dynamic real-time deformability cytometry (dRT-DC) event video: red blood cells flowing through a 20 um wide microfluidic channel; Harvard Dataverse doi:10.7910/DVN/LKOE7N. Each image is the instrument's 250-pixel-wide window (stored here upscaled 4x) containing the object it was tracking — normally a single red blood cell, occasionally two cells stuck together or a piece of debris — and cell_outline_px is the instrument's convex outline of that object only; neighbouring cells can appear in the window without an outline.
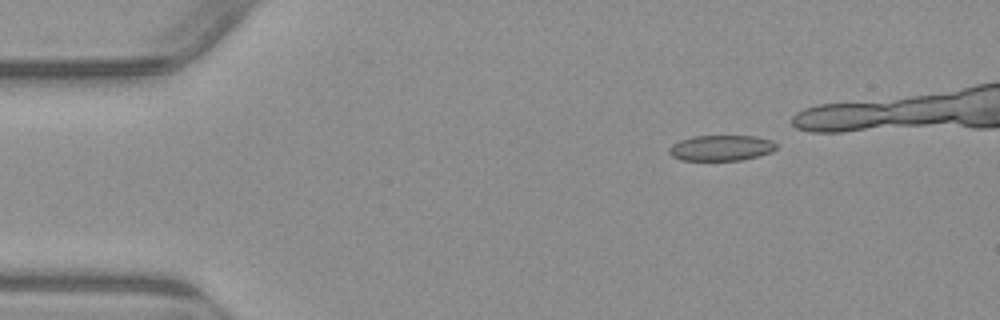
{"species": "common noctule bat (a hibernating species)", "species_latin": "Nyctalus noctula", "temperature_condition": "warm", "stored_images_in_passage": 6, "camera_frame_rate_fps": 3000, "um_per_image_px": 0.085, "animal": {"sex": "male", "body_mass_g": 23.1, "forearm_length_mm": 52.7}, "frame": {"image": 1, "passage_image": 3, "time_ms": 2.333, "image_size_px": [1000, 320], "cell_outline_px": [[776, 148], [772, 152], [740, 160], [680, 160], [672, 156], [668, 152], [668, 148], [672, 144], [680, 140], [696, 136], [756, 136], [772, 140], [776, 144]], "centroid_in_image_um": [61.28, 12.57], "position_along_channel_um": 23.7, "area_um2": 15.95}}